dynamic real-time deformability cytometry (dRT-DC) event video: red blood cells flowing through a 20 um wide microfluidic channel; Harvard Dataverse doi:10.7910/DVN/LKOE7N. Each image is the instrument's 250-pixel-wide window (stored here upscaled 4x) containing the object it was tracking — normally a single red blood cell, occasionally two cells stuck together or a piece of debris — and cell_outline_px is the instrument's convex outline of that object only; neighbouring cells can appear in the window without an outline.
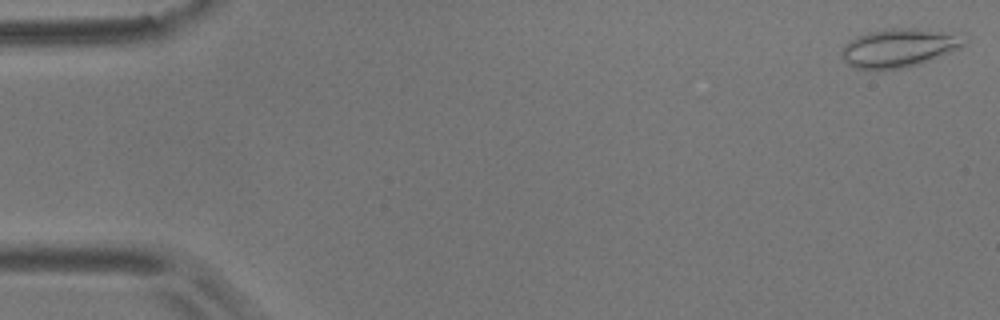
{"species": "common noctule bat (a hibernating species)", "species_latin": "Nyctalus noctula", "temperature_condition": "room temperature", "stored_images_in_passage": 3, "camera_frame_rate_fps": 3000, "um_per_image_px": 0.085, "animal": {"sex": "male", "body_mass_g": 17.9}, "frame": {"image": 1, "passage_image": 1, "time_ms": 0.0, "image_size_px": [1000, 320], "cell_outline_px": [[968, 40], [960, 48], [920, 64], [900, 68], [856, 68], [848, 64], [844, 60], [840, 52], [844, 44], [848, 40], [856, 36], [868, 32], [892, 28], [916, 28], [964, 32], [968, 36]], "centroid_in_image_um": [76.51, 4.02], "position_along_channel_um": 8.5, "area_um2": 27.92}}